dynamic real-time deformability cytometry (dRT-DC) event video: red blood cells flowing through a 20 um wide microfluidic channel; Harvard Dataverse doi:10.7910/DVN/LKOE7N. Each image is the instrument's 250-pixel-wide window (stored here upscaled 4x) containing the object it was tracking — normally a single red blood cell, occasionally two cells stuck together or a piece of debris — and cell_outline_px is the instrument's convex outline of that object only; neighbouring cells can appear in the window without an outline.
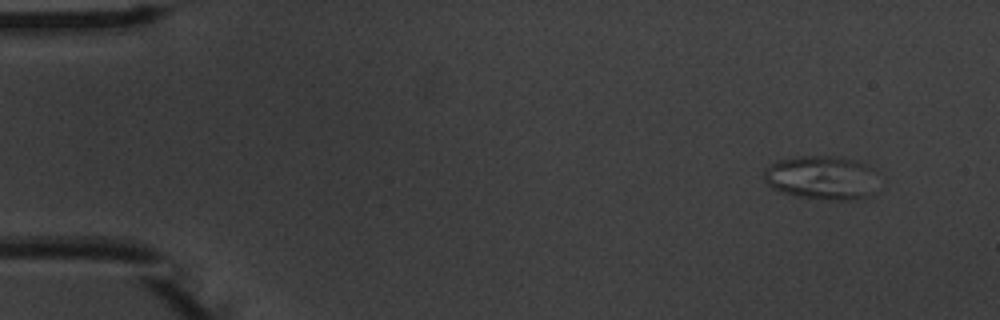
{"species": "common noctule bat (a hibernating species)", "species_latin": "Nyctalus noctula", "temperature_condition": "warm", "stored_images_in_passage": 5, "camera_frame_rate_fps": 3000, "um_per_image_px": 0.085, "animal": {"sex": "male", "body_mass_g": 20.1, "forearm_length_mm": 53.5}, "frame": {"image": 1, "passage_image": 1, "time_ms": 0.0, "image_size_px": [1000, 320], "cell_outline_px": [[872, 196], [852, 200], [828, 200], [796, 196], [772, 188], [764, 180], [764, 168], [780, 160], [800, 156], [840, 156], [856, 160], [864, 164], [868, 168]], "centroid_in_image_um": [69.73, 15.1], "position_along_channel_um": 15.3, "area_um2": 28.44}}
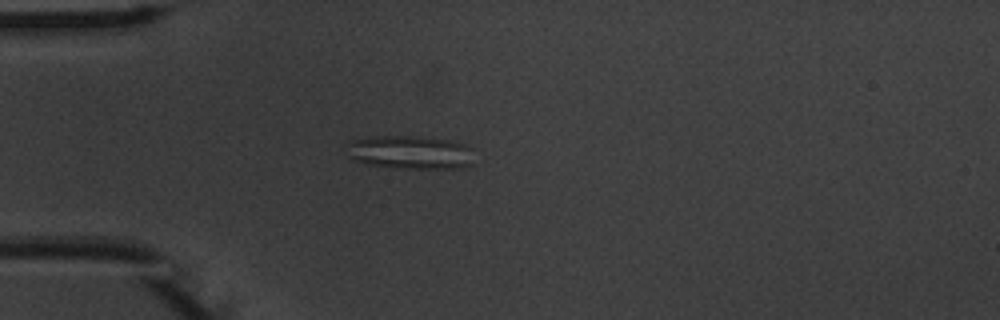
{"frame": {"image": 2, "passage_image": 4, "time_ms": 3.667, "image_size_px": [1000, 320], "cell_outline_px": [[472, 164], [460, 168], [404, 168], [372, 164], [352, 160], [348, 156], [344, 144], [348, 140], [376, 136], [408, 136], [448, 140], [464, 144], [472, 148]], "centroid_in_image_um": [34.81, 12.94], "position_along_channel_um": 50.2, "area_um2": 24.85}}